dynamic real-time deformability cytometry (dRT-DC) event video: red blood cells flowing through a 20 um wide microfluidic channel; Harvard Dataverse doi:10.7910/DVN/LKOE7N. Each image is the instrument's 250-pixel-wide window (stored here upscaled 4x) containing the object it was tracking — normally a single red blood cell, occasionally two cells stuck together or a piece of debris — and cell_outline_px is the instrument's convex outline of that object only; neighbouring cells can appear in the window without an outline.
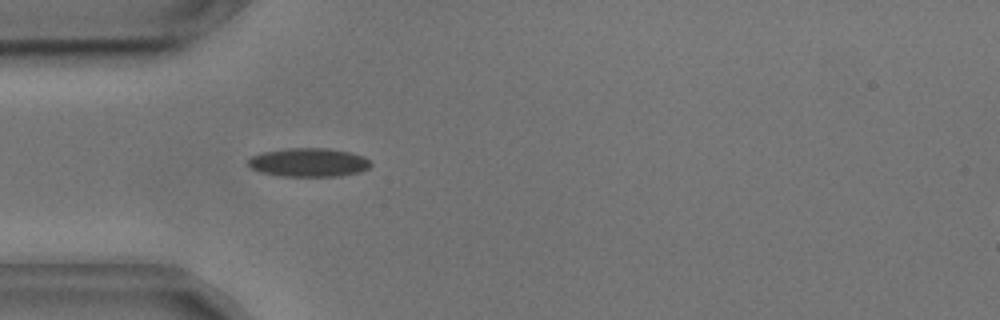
{"species": "common noctule bat (a hibernating species)", "species_latin": "Nyctalus noctula", "temperature_condition": "cold", "stored_images_in_passage": 41, "camera_frame_rate_fps": 3000, "um_per_image_px": 0.085, "animal": {"sex": "male", "body_mass_g": 17.9, "forearm_length_mm": 54.2}, "frame": {"image": 1, "passage_image": 6, "time_ms": 1.667, "image_size_px": [1000, 320], "cell_outline_px": [[372, 164], [368, 168], [360, 172], [340, 176], [280, 176], [260, 172], [252, 168], [248, 164], [248, 160], [252, 156], [260, 152], [288, 148], [328, 148], [352, 152], [364, 156]], "centroid_in_image_um": [26.25, 13.8], "position_along_channel_um": 58.8, "area_um2": 20.63}}
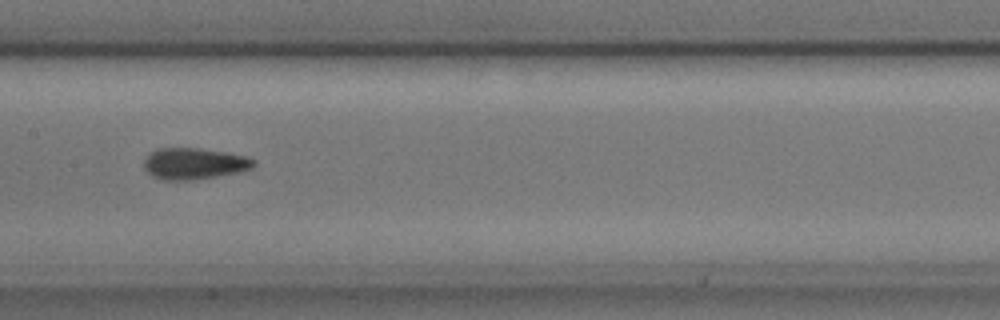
{"frame": {"image": 2, "passage_image": 17, "time_ms": 5.333, "image_size_px": [1000, 320], "cell_outline_px": [[256, 164], [252, 168], [236, 172], [216, 176], [192, 180], [160, 180], [152, 176], [144, 168], [144, 160], [156, 148], [200, 148], [228, 152], [248, 156], [256, 160]], "centroid_in_image_um": [16.52, 13.9], "position_along_channel_um": 190.9, "area_um2": 20.17}}
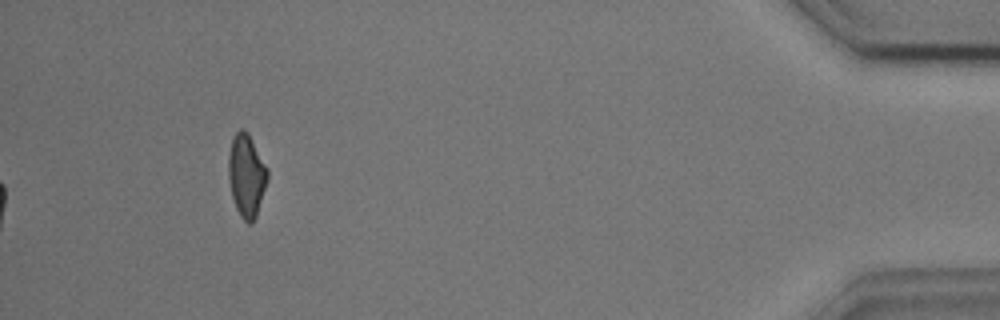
{"frame": {"image": 3, "passage_image": 41, "time_ms": 13.333, "image_size_px": [1000, 320], "cell_outline_px": [[268, 180], [256, 216], [252, 224], [248, 224], [240, 216], [236, 208], [232, 196], [228, 180], [228, 156], [232, 136], [240, 128], [244, 128], [248, 132], [268, 168]], "centroid_in_image_um": [20.94, 14.89], "position_along_channel_um": 414.3, "area_um2": 19.13}, "authors_computed_cell_mechanics": {"area_um2": 19.8832, "velocity_mm_per_s": 3.6383, "shape_relaxation_time_tau1_ms": 7.0839, "shape_relaxation_time_tau2_ms": 2.2157, "deformation_change_tau1": 0.1476, "deformation_change_tau2": 0.0753}}